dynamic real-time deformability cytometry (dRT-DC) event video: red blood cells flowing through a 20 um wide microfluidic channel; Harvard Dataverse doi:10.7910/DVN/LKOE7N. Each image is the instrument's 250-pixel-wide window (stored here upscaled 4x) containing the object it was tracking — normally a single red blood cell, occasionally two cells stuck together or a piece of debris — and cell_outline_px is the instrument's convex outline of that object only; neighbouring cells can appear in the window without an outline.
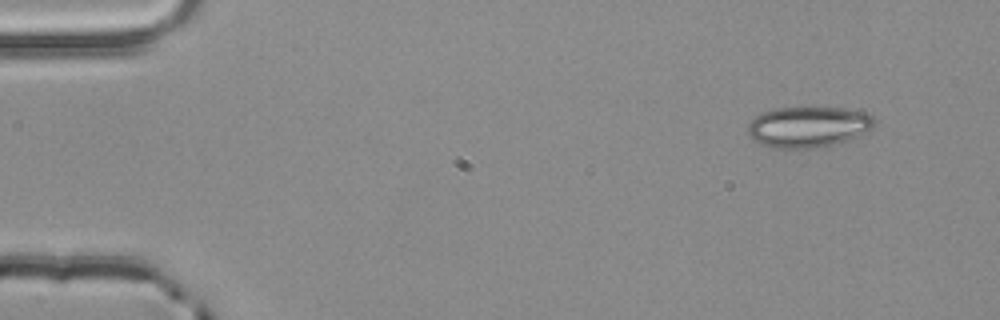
{"species": "common noctule bat (a hibernating species)", "species_latin": "Nyctalus noctula", "temperature_condition": "room temperature", "stored_images_in_passage": 2, "camera_frame_rate_fps": 3000, "um_per_image_px": 0.085, "animal": {"sex": "male", "body_mass_g": 20.4}, "frame": {"image": 1, "passage_image": 1, "time_ms": 0.0, "image_size_px": [1000, 320], "cell_outline_px": [[876, 124], [872, 128], [856, 136], [836, 144], [812, 148], [776, 148], [752, 140], [748, 136], [748, 124], [756, 116], [764, 112], [776, 108], [844, 108], [864, 112], [872, 116], [876, 120]], "centroid_in_image_um": [68.7, 10.78], "position_along_channel_um": 16.3, "area_um2": 29.88}}